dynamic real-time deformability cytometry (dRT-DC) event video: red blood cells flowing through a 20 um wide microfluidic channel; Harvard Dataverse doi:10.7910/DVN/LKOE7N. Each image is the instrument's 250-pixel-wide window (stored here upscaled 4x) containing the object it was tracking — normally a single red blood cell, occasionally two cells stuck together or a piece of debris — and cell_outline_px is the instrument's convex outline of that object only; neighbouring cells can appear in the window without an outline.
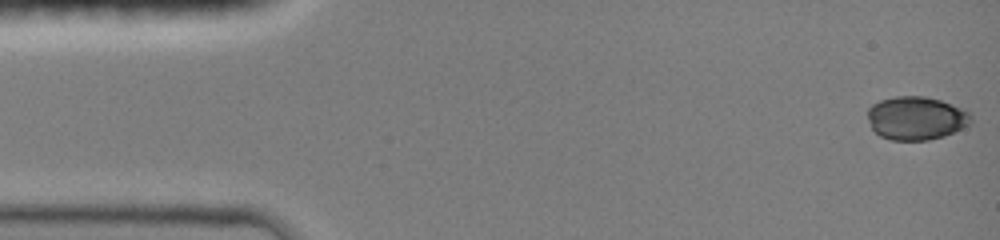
{"species": "common noctule bat (a hibernating species)", "species_latin": "Nyctalus noctula", "temperature_condition": "room temperature", "stored_images_in_passage": 14, "camera_frame_rate_fps": 3000, "um_per_image_px": 0.085, "animal": {"sex": "female", "body_mass_g": 19.0, "forearm_length_mm": 51.5}, "frame": {"image": 1, "passage_image": 1, "time_ms": 0.0, "image_size_px": [1000, 240], "cell_outline_px": [[972, 120], [968, 124], [944, 136], [928, 140], [892, 140], [880, 136], [872, 128], [868, 120], [868, 108], [872, 104], [880, 100], [896, 96], [924, 96], [940, 100], [952, 104], [968, 112], [972, 116]], "centroid_in_image_um": [77.84, 10.03], "position_along_channel_um": 7.2, "area_um2": 25.95}}
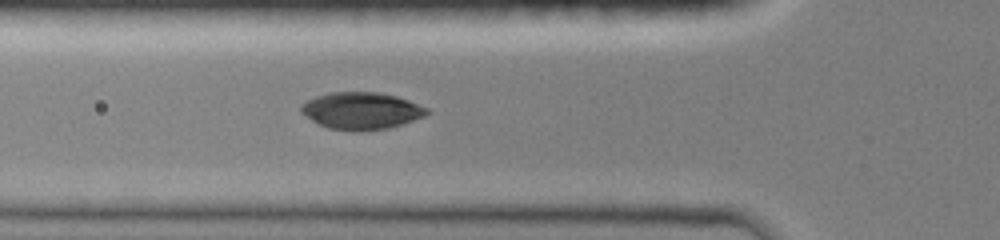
{"frame": {"image": 2, "passage_image": 12, "time_ms": 5.0, "image_size_px": [1000, 240], "cell_outline_px": [[432, 112], [424, 116], [388, 128], [356, 132], [352, 132], [328, 128], [312, 120], [300, 112], [300, 104], [316, 96], [332, 92], [380, 92], [396, 96], [408, 100], [428, 108]], "centroid_in_image_um": [30.7, 9.42], "position_along_channel_um": 95.1, "area_um2": 27.22}}
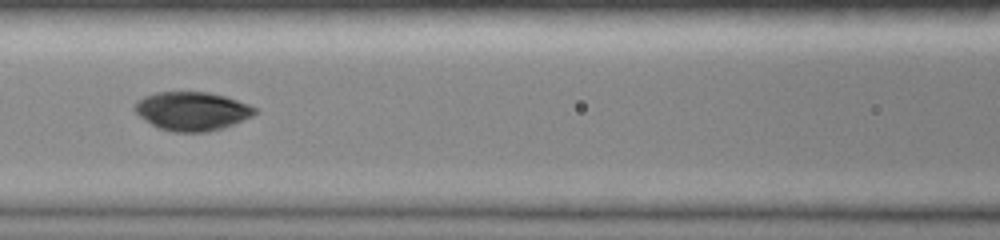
{"frame": {"image": 3, "passage_image": 14, "time_ms": 6.333, "image_size_px": [1000, 240], "cell_outline_px": [[256, 112], [252, 116], [232, 124], [208, 132], [172, 132], [160, 128], [152, 124], [140, 116], [136, 112], [136, 100], [144, 96], [156, 92], [208, 92], [224, 96], [248, 104], [256, 108]], "centroid_in_image_um": [16.31, 9.44], "position_along_channel_um": 150.3, "area_um2": 26.7}}